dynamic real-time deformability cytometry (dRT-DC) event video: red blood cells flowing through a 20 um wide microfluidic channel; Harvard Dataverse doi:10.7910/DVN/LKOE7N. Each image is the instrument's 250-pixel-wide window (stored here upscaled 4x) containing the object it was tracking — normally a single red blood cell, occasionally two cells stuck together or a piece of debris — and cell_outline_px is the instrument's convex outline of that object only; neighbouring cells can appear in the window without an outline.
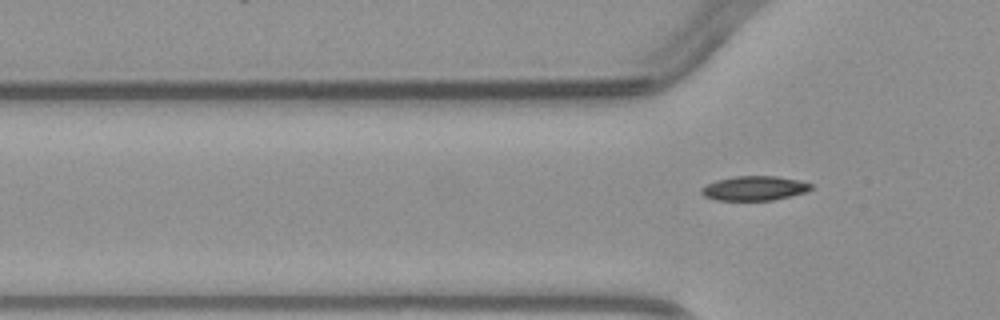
{"species": "common noctule bat (a hibernating species)", "species_latin": "Nyctalus noctula", "temperature_condition": "warm", "stored_images_in_passage": 4, "camera_frame_rate_fps": 3000, "um_per_image_px": 0.085, "animal": {"sex": "male", "body_mass_g": 23.1, "forearm_length_mm": 52.7}, "frame": {"image": 1, "passage_image": 4, "time_ms": 3.667, "image_size_px": [1000, 320], "cell_outline_px": [[812, 188], [808, 192], [772, 200], [716, 200], [704, 196], [700, 192], [700, 188], [704, 184], [716, 180], [732, 176], [776, 176], [800, 180], [812, 184]], "centroid_in_image_um": [64.1, 15.99], "position_along_channel_um": 61.7, "area_um2": 15.84}}